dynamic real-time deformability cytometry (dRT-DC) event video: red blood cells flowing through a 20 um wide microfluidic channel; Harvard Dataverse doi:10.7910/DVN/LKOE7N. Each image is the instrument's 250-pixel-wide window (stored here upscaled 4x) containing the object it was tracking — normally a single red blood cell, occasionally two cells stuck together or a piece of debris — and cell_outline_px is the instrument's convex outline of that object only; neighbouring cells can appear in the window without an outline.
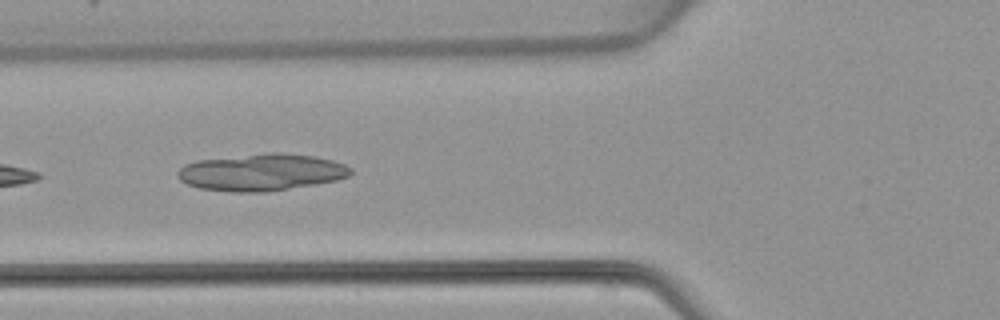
{"species": "common noctule bat (a hibernating species)", "species_latin": "Nyctalus noctula", "temperature_condition": "warm", "stored_images_in_passage": 6, "camera_frame_rate_fps": 3000, "um_per_image_px": 0.085, "animal": {"sex": "female", "body_mass_g": 22.7, "forearm_length_mm": 54.2}, "frame": {"image": 1, "passage_image": 5, "time_ms": 5.0, "image_size_px": [1000, 320], "cell_outline_px": [[352, 172], [348, 176], [336, 180], [316, 184], [264, 192], [232, 192], [200, 188], [188, 184], [180, 180], [176, 176], [176, 172], [184, 164], [196, 160], [264, 152], [280, 152], [316, 156], [332, 160], [344, 164], [352, 168]], "centroid_in_image_um": [22.2, 14.63], "position_along_channel_um": 103.6, "area_um2": 37.57}}
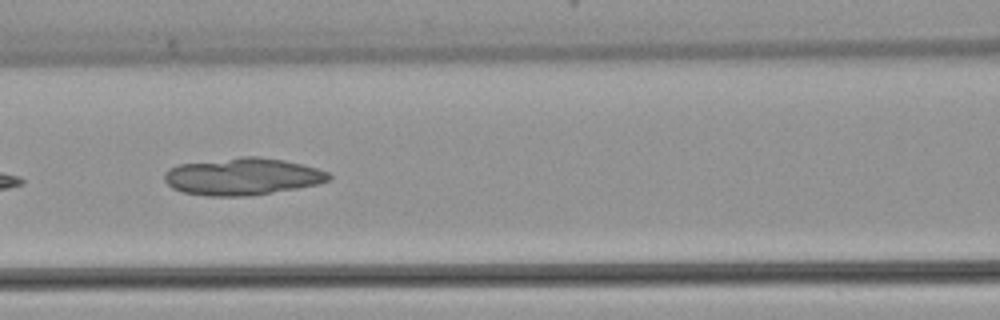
{"frame": {"image": 2, "passage_image": 6, "time_ms": 6.0, "image_size_px": [1000, 320], "cell_outline_px": [[332, 176], [328, 180], [316, 184], [296, 188], [248, 196], [208, 196], [184, 192], [172, 188], [164, 180], [164, 176], [176, 164], [240, 156], [260, 156], [284, 160], [316, 168], [328, 172]], "centroid_in_image_um": [20.59, 14.99], "position_along_channel_um": 146.0, "area_um2": 35.43}}